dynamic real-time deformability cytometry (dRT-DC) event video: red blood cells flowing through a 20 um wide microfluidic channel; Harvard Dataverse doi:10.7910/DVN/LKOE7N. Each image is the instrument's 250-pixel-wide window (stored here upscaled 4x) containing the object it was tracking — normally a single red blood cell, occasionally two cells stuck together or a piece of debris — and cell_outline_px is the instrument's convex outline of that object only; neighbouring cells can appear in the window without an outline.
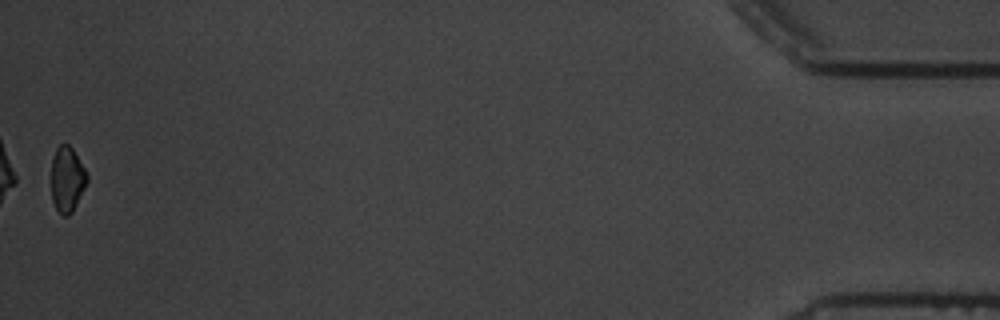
{"species": "common noctule bat (a hibernating species)", "species_latin": "Nyctalus noctula", "temperature_condition": "warm", "stored_images_in_passage": 55, "camera_frame_rate_fps": 3000, "um_per_image_px": 0.085, "animal": {"sex": "male", "body_mass_g": 19.5, "forearm_length_mm": 54.6}, "frame": {"image": 1, "passage_image": 55, "time_ms": 18.0, "image_size_px": [1000, 320], "cell_outline_px": [[88, 180], [72, 212], [68, 216], [64, 216], [56, 208], [52, 200], [52, 160], [56, 148], [60, 144], [68, 144], [72, 148], [84, 168], [88, 176]], "centroid_in_image_um": [5.7, 15.23], "position_along_channel_um": 429.5, "area_um2": 13.35}, "authors_computed_cell_mechanics": {"area_um2": 15.4904, "velocity_mm_per_s": 3.425, "shape_relaxation_time_tau1_ms": 4.6193, "shape_relaxation_time_tau2_ms": 1.9179, "deformation_change_tau1": 0.081, "deformation_change_tau2": 0.0566}}